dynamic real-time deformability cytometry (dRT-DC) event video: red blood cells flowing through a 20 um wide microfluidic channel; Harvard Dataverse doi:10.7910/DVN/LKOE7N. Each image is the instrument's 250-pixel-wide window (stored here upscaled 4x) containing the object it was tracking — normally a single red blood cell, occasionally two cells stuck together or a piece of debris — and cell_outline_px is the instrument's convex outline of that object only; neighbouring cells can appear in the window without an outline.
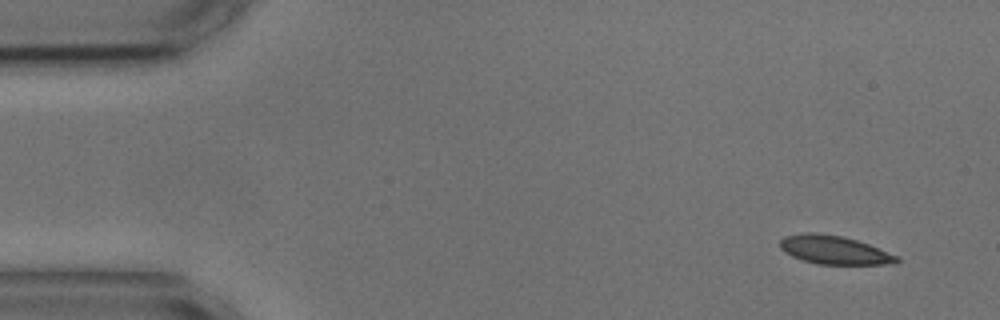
{"species": "common noctule bat (a hibernating species)", "species_latin": "Nyctalus noctula", "temperature_condition": "cold", "stored_images_in_passage": 52, "camera_frame_rate_fps": 3000, "um_per_image_px": 0.085, "animal": {"sex": "male", "body_mass_g": 17.9, "forearm_length_mm": 54.2}, "frame": {"image": 1, "passage_image": 1, "time_ms": 0.0, "image_size_px": [1000, 320], "cell_outline_px": [[900, 260], [896, 264], [816, 264], [792, 256], [784, 252], [780, 248], [780, 240], [784, 236], [804, 232], [812, 232], [840, 236], [856, 240], [868, 244], [900, 256]], "centroid_in_image_um": [70.92, 21.25], "position_along_channel_um": 14.1, "area_um2": 19.42}}
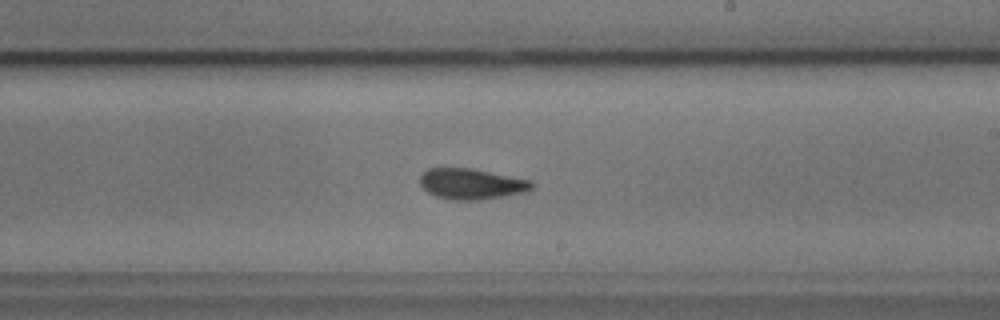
{"frame": {"image": 2, "passage_image": 29, "time_ms": 9.333, "image_size_px": [1000, 320], "cell_outline_px": [[532, 188], [528, 192], [480, 200], [448, 200], [436, 196], [428, 192], [420, 184], [420, 176], [428, 168], [472, 168], [532, 180]], "centroid_in_image_um": [40.09, 15.64], "position_along_channel_um": 248.9, "area_um2": 20.17}}
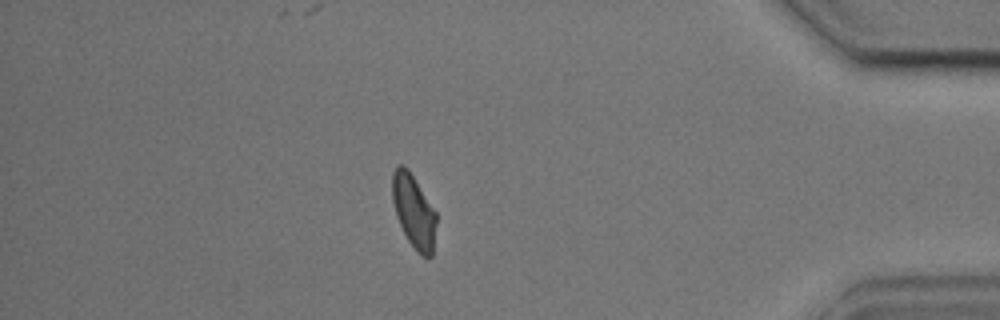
{"frame": {"image": 3, "passage_image": 45, "time_ms": 14.667, "image_size_px": [1000, 320], "cell_outline_px": [[436, 224], [432, 256], [428, 260], [420, 256], [416, 252], [408, 240], [396, 216], [392, 200], [392, 172], [400, 164], [404, 164], [408, 168], [436, 212]], "centroid_in_image_um": [35.17, 17.98], "position_along_channel_um": 400.0, "area_um2": 18.96}, "authors_computed_cell_mechanics": {"area_um2": 19.652, "velocity_mm_per_s": 3.5815, "shape_relaxation_time_tau1_ms": 6.7433, "shape_relaxation_time_tau2_ms": 3.5628, "deformation_change_tau1": 0.1368, "deformation_change_tau2": 0.0736}}